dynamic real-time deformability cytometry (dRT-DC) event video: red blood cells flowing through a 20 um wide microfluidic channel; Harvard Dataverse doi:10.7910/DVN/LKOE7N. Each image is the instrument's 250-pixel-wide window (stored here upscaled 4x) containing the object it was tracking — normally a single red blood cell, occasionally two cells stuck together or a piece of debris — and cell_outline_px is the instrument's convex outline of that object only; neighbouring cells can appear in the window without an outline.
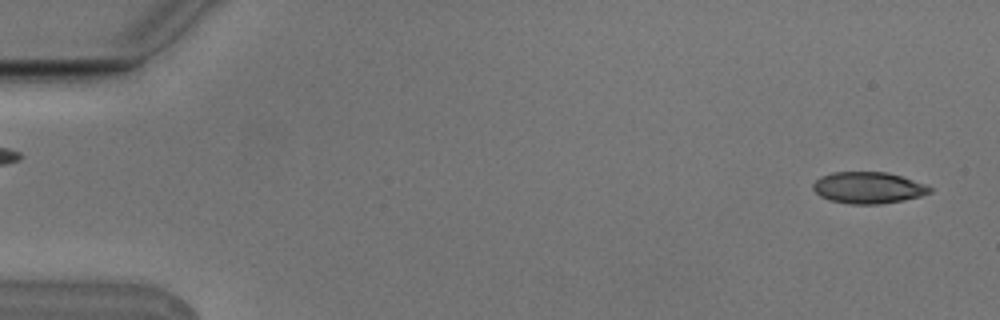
{"species": "Egyptian fruit bat (a non-hibernating species)", "species_latin": "Rousettus aegyptiacus", "temperature_condition": "cold", "stored_images_in_passage": 5, "segment_of_instrument_passage": [2, 2], "camera_frame_rate_fps": 3000, "um_per_image_px": 0.085, "animal": {"sex": "male"}, "frame": {"image": 1, "passage_image": 5, "time_ms": 1.333, "image_size_px": [1000, 320], "cell_outline_px": [[932, 192], [920, 196], [904, 200], [880, 204], [852, 204], [828, 200], [820, 196], [812, 188], [812, 184], [820, 176], [832, 172], [888, 172], [924, 184], [932, 188]], "centroid_in_image_um": [73.77, 15.96], "position_along_channel_um": 11.2, "area_um2": 21.44}}